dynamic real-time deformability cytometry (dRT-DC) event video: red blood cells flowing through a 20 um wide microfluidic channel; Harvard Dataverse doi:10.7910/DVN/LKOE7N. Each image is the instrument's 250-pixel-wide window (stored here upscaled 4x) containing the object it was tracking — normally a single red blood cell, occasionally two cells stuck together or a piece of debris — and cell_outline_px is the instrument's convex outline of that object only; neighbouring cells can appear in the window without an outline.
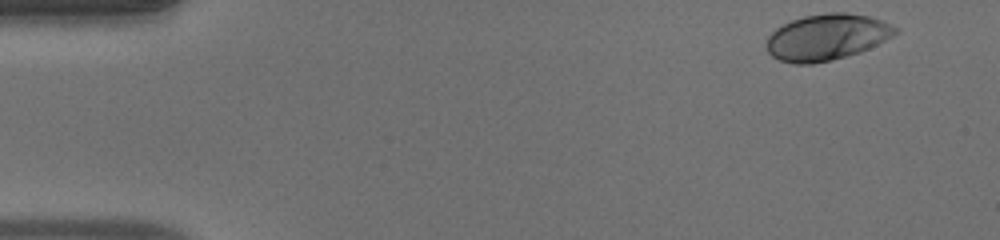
{"species": "human", "species_latin": "Homo sapiens", "temperature_condition": "warm", "stored_images_in_passage": 48, "camera_frame_rate_fps": 3000, "um_per_image_px": 0.085, "donor": {"sex": "male"}, "frame": {"image": 1, "passage_image": 1, "time_ms": 0.0, "image_size_px": [1000, 240], "cell_outline_px": [[900, 32], [860, 52], [832, 60], [812, 64], [796, 64], [780, 60], [772, 56], [768, 52], [764, 44], [768, 36], [776, 28], [792, 20], [804, 16], [828, 12], [844, 12], [868, 16], [880, 20], [900, 28]], "centroid_in_image_um": [70.26, 3.16], "position_along_channel_um": 14.7, "area_um2": 34.68}}
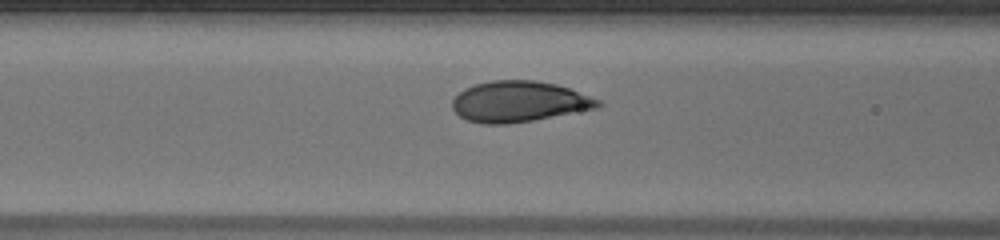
{"frame": {"image": 2, "passage_image": 18, "time_ms": 5.667, "image_size_px": [1000, 240], "cell_outline_px": [[604, 104], [596, 108], [532, 120], [508, 124], [484, 124], [468, 120], [460, 116], [452, 108], [452, 100], [464, 88], [476, 84], [492, 80], [536, 80], [556, 84], [568, 88], [600, 100]], "centroid_in_image_um": [44.1, 8.63], "position_along_channel_um": 122.5, "area_um2": 34.39}}
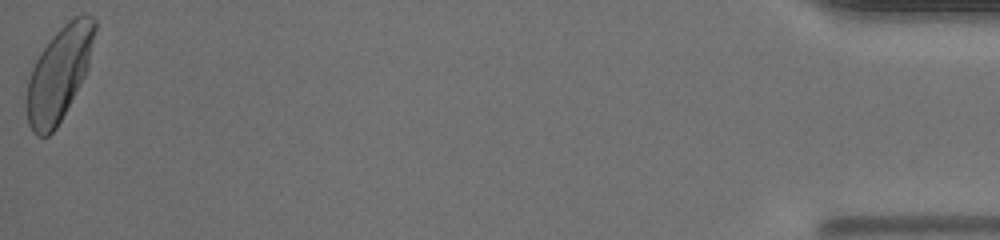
{"frame": {"image": 3, "passage_image": 48, "time_ms": 15.667, "image_size_px": [1000, 240], "cell_outline_px": [[96, 28], [88, 68], [80, 84], [56, 128], [48, 136], [36, 136], [32, 132], [28, 124], [28, 80], [32, 68], [40, 52], [52, 36], [68, 20], [84, 12], [92, 16], [96, 20]], "centroid_in_image_um": [5.04, 6.22], "position_along_channel_um": 430.2, "area_um2": 36.7}, "authors_computed_cell_mechanics": {"area_um2": 34.5933, "velocity_mm_per_s": 4.0418, "shape_relaxation_time_tau1_ms": 2.4059, "shape_relaxation_time_tau2_ms": null, "deformation_change_tau1": 0.1516, "deformation_change_tau2": null}}